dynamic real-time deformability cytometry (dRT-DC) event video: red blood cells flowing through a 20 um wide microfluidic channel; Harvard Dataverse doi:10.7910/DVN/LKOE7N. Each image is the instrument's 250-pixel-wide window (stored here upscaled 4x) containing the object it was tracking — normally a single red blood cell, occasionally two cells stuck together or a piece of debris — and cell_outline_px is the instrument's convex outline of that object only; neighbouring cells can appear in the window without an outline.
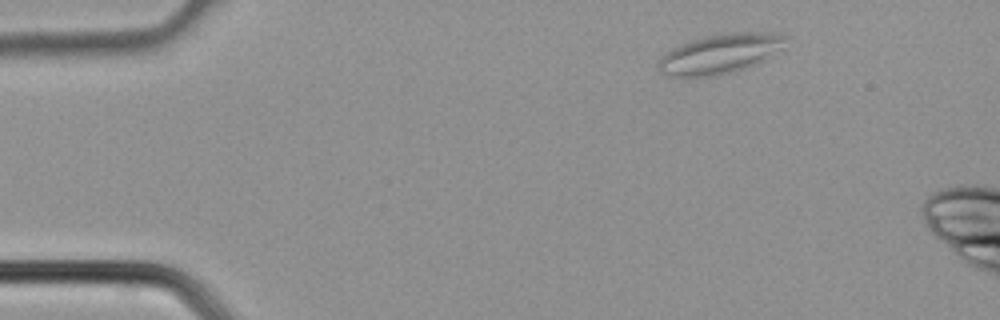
{"species": "common noctule bat (a hibernating species)", "species_latin": "Nyctalus noctula", "temperature_condition": "cold", "stored_images_in_passage": 2, "camera_frame_rate_fps": 3000, "um_per_image_px": 0.085, "animal": {"sex": "male", "body_mass_g": 21.5, "forearm_length_mm": 52.0}, "frame": {"image": 1, "passage_image": 2, "time_ms": 0.333, "image_size_px": [1000, 320], "cell_outline_px": [[784, 48], [764, 60], [756, 64], [732, 72], [716, 76], [668, 76], [660, 72], [656, 68], [660, 56], [664, 52], [680, 44], [692, 40], [708, 36], [732, 32], [772, 32], [784, 36]], "centroid_in_image_um": [61.17, 4.58], "position_along_channel_um": 23.8, "area_um2": 29.36}}